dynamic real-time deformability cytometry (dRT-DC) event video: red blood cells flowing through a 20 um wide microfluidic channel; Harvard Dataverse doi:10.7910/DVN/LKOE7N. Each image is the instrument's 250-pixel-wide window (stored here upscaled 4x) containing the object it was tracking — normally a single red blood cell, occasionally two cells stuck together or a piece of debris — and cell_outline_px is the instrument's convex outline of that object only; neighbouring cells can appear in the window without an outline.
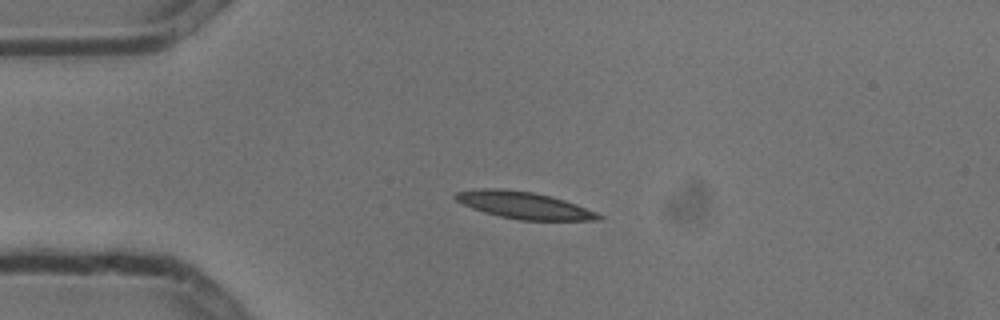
{"species": "common noctule bat (a hibernating species)", "species_latin": "Nyctalus noctula", "temperature_condition": "cold", "stored_images_in_passage": 2, "camera_frame_rate_fps": 3000, "um_per_image_px": 0.085, "animal": {"sex": "male", "body_mass_g": 13.3}, "frame": {"image": 1, "passage_image": 1, "time_ms": 0.0, "image_size_px": [1000, 320], "cell_outline_px": [[604, 216], [600, 220], [520, 220], [500, 216], [484, 212], [472, 208], [456, 200], [452, 196], [456, 192], [476, 188], [504, 188], [532, 192], [552, 196], [576, 204], [596, 212]], "centroid_in_image_um": [44.51, 17.43], "position_along_channel_um": 40.5, "area_um2": 22.54}}